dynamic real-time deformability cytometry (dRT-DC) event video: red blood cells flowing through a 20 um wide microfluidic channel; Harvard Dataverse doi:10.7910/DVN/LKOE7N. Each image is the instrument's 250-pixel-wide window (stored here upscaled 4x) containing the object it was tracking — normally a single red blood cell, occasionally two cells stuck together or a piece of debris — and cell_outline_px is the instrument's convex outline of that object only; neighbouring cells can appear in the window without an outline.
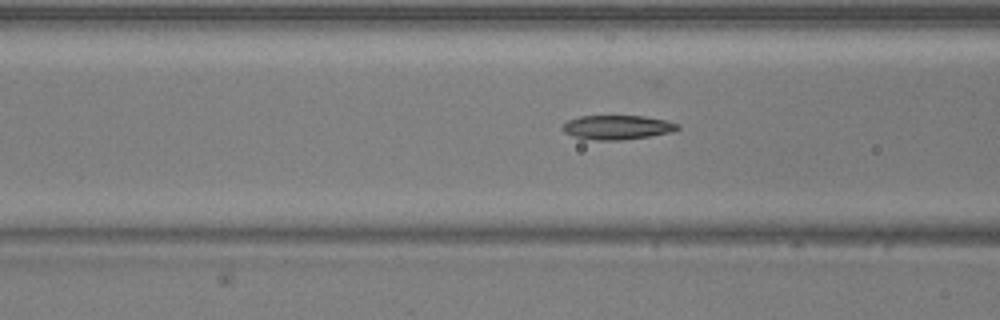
{"species": "common noctule bat (a hibernating species)", "species_latin": "Nyctalus noctula", "temperature_condition": "warm", "stored_images_in_passage": 31, "camera_frame_rate_fps": 3000, "um_per_image_px": 0.085, "animal": {"sex": "male", "body_mass_g": 20.5, "forearm_length_mm": 52.5}, "frame": {"image": 1, "passage_image": 11, "time_ms": 3.333, "image_size_px": [1000, 320], "cell_outline_px": [[680, 128], [672, 132], [648, 136], [620, 140], [596, 140], [576, 136], [564, 132], [564, 124], [568, 120], [580, 116], [644, 116], [664, 120], [680, 124]], "centroid_in_image_um": [52.51, 10.81], "position_along_channel_um": 114.1, "area_um2": 15.95}}
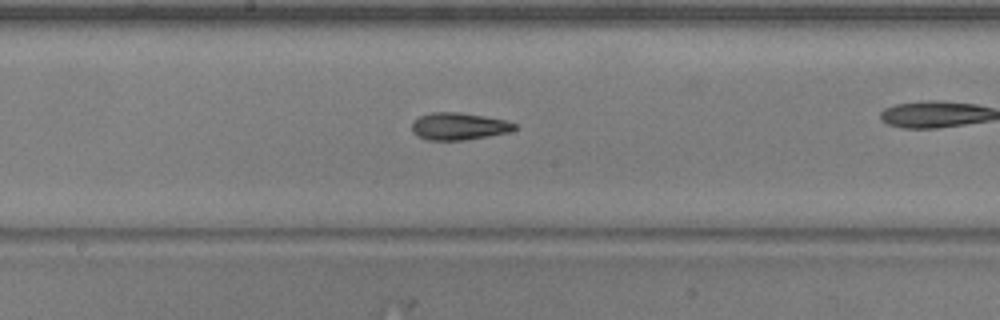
{"frame": {"image": 2, "passage_image": 18, "time_ms": 5.667, "image_size_px": [1000, 320], "cell_outline_px": [[516, 128], [508, 132], [488, 136], [464, 140], [428, 140], [416, 136], [412, 132], [412, 124], [420, 116], [432, 112], [460, 112], [484, 116], [504, 120], [516, 124]], "centroid_in_image_um": [38.97, 10.74], "position_along_channel_um": 209.2, "area_um2": 16.18}}
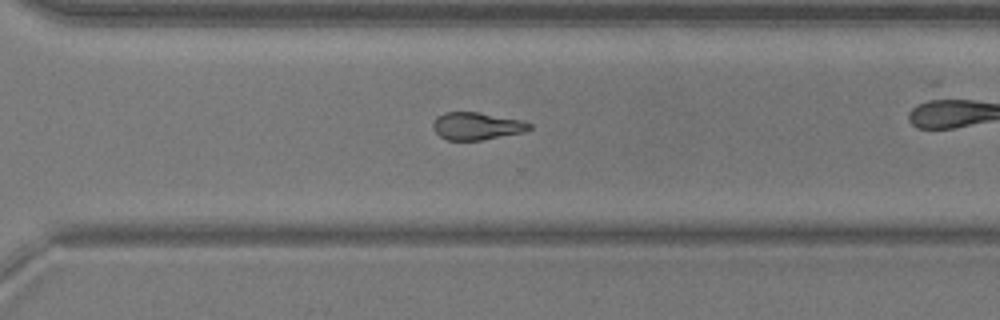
{"frame": {"image": 3, "passage_image": 27, "time_ms": 8.667, "image_size_px": [1000, 320], "cell_outline_px": [[532, 128], [524, 132], [480, 140], [448, 140], [440, 136], [432, 128], [432, 124], [436, 116], [444, 112], [476, 112], [520, 120], [532, 124]], "centroid_in_image_um": [40.49, 10.71], "position_along_channel_um": 330.1, "area_um2": 15.32}}